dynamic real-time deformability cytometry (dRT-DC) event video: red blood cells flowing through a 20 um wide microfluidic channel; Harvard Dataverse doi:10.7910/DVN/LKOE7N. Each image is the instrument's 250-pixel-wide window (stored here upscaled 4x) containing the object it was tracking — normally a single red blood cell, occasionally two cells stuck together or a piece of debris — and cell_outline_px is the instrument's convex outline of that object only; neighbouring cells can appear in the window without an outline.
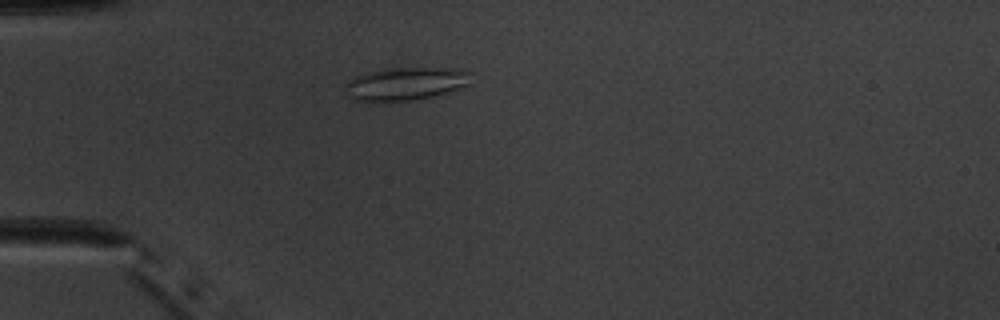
{"species": "common noctule bat (a hibernating species)", "species_latin": "Nyctalus noctula", "temperature_condition": "warm", "stored_images_in_passage": 52, "camera_frame_rate_fps": 3000, "um_per_image_px": 0.085, "animal": {"sex": "male", "body_mass_g": 20.1, "forearm_length_mm": 53.5}, "frame": {"image": 1, "passage_image": 16, "time_ms": 5.0, "image_size_px": [1000, 320], "cell_outline_px": [[472, 72], [468, 84], [464, 88], [440, 96], [416, 100], [380, 104], [352, 100], [344, 96], [344, 84], [348, 80], [356, 76], [368, 72], [384, 68], [452, 68]], "centroid_in_image_um": [34.42, 7.18], "position_along_channel_um": 50.6, "area_um2": 25.61}}
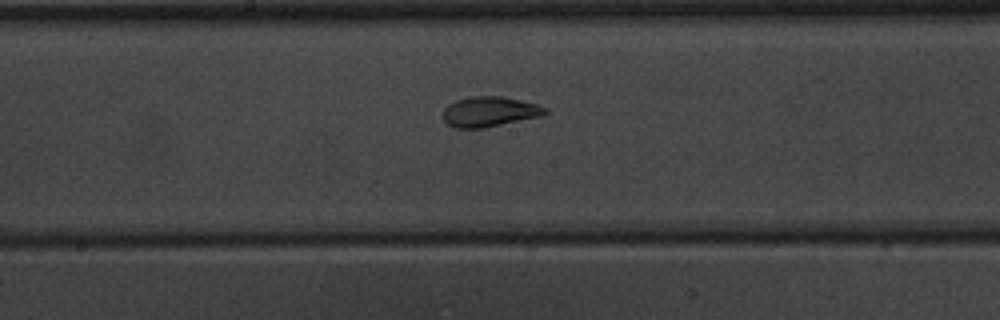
{"frame": {"image": 2, "passage_image": 29, "time_ms": 9.333, "image_size_px": [1000, 320], "cell_outline_px": [[548, 112], [540, 116], [484, 128], [452, 128], [444, 120], [444, 108], [448, 104], [456, 100], [468, 96], [504, 96], [536, 104], [548, 108]], "centroid_in_image_um": [41.59, 9.48], "position_along_channel_um": 206.6, "area_um2": 17.98}}
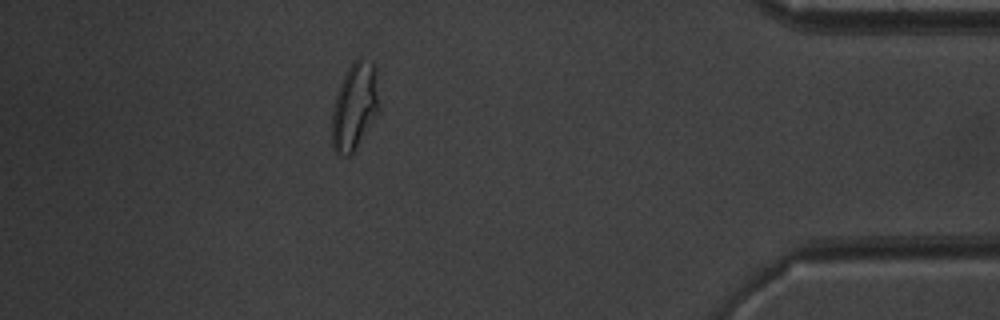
{"frame": {"image": 3, "passage_image": 47, "time_ms": 15.333, "image_size_px": [1000, 320], "cell_outline_px": [[380, 112], [356, 148], [348, 156], [344, 156], [336, 152], [332, 148], [332, 108], [344, 72], [352, 60], [360, 56], [376, 64], [380, 108]], "centroid_in_image_um": [30.17, 8.98], "position_along_channel_um": 405.0, "area_um2": 24.68}, "authors_computed_cell_mechanics": {"area_um2": 21.2993, "velocity_mm_per_s": 3.961, "shape_relaxation_time_tau1_ms": 6.8886, "shape_relaxation_time_tau2_ms": 0.9193, "deformation_change_tau1": 0.1903, "deformation_change_tau2": 0.0634}}